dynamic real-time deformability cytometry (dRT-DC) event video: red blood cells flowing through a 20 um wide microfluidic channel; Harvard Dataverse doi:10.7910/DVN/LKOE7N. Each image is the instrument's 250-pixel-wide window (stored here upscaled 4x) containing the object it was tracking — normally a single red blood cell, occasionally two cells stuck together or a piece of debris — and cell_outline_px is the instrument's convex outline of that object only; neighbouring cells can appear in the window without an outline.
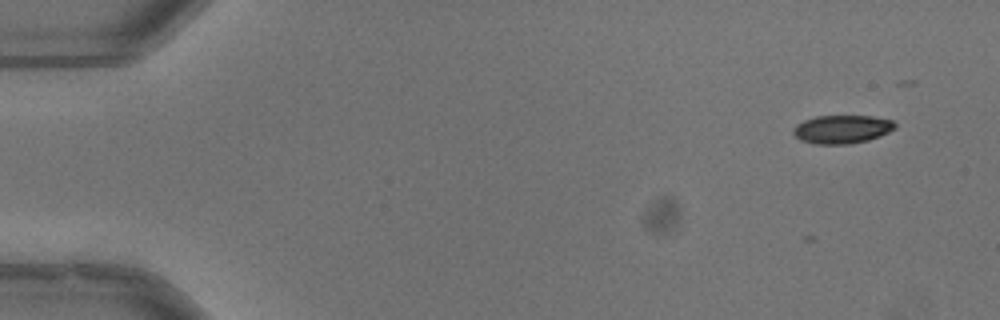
{"species": "common noctule bat (a hibernating species)", "species_latin": "Nyctalus noctula", "temperature_condition": "warm", "stored_images_in_passage": 3, "camera_frame_rate_fps": 3000, "um_per_image_px": 0.085, "animal": {"sex": "male", "body_mass_g": 13.3}, "frame": {"image": 1, "passage_image": 3, "time_ms": 0.667, "image_size_px": [1000, 320], "cell_outline_px": [[896, 128], [880, 136], [868, 140], [848, 144], [816, 144], [800, 140], [792, 132], [792, 128], [796, 124], [804, 120], [816, 116], [872, 116], [892, 120], [896, 124]], "centroid_in_image_um": [71.56, 10.98], "position_along_channel_um": 13.4, "area_um2": 16.88}}